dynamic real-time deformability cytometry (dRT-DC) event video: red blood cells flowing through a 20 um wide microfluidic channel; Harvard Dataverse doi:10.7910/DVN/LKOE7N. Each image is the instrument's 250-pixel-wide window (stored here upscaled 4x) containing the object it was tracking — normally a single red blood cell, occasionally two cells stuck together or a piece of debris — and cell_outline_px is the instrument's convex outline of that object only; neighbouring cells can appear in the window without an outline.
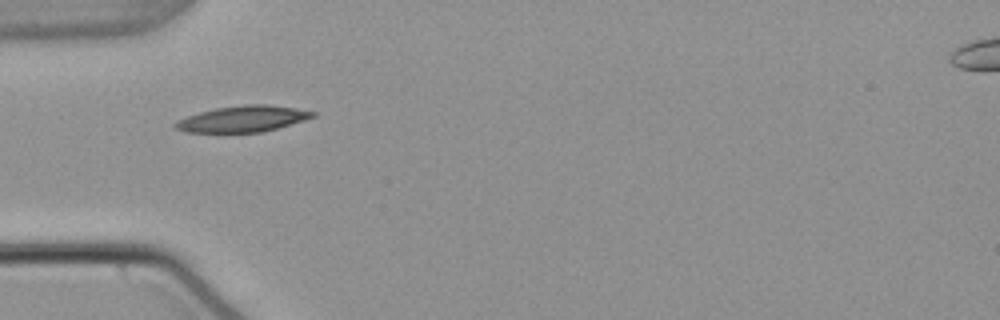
{"species": "common noctule bat (a hibernating species)", "species_latin": "Nyctalus noctula", "temperature_condition": "warm", "stored_images_in_passage": 38, "camera_frame_rate_fps": 3000, "um_per_image_px": 0.085, "animal": {"sex": "male", "body_mass_g": 21.5, "forearm_length_mm": 52.0}, "frame": {"image": 1, "passage_image": 1, "time_ms": 0.0, "image_size_px": [1000, 320], "cell_outline_px": [[316, 116], [304, 120], [276, 128], [260, 132], [184, 132], [176, 128], [172, 124], [176, 120], [200, 112], [216, 108], [244, 104], [264, 104], [292, 108], [316, 112]], "centroid_in_image_um": [20.59, 10.1], "position_along_channel_um": 64.4, "area_um2": 20.63}}
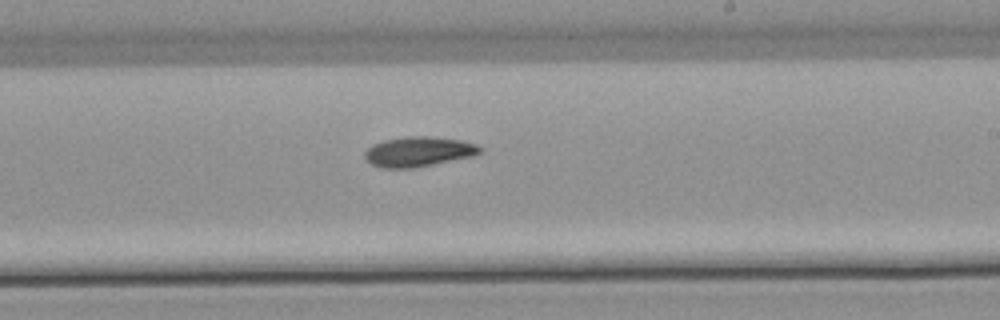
{"frame": {"image": 2, "passage_image": 16, "time_ms": 5.0, "image_size_px": [1000, 320], "cell_outline_px": [[484, 148], [480, 152], [472, 156], [412, 168], [380, 168], [372, 164], [364, 156], [364, 152], [372, 144], [384, 140], [404, 136], [428, 136], [460, 140], [476, 144]], "centroid_in_image_um": [35.55, 12.88], "position_along_channel_um": 253.5, "area_um2": 20.0}}
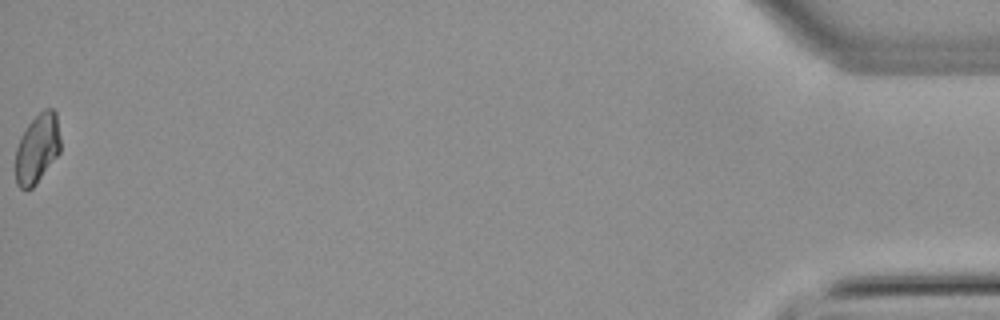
{"frame": {"image": 3, "passage_image": 38, "time_ms": 12.333, "image_size_px": [1000, 320], "cell_outline_px": [[60, 152], [36, 184], [32, 188], [24, 192], [16, 184], [16, 148], [20, 136], [28, 124], [44, 108], [52, 108], [56, 112], [60, 136]], "centroid_in_image_um": [3.16, 12.64], "position_along_channel_um": 432.0, "area_um2": 18.32}}